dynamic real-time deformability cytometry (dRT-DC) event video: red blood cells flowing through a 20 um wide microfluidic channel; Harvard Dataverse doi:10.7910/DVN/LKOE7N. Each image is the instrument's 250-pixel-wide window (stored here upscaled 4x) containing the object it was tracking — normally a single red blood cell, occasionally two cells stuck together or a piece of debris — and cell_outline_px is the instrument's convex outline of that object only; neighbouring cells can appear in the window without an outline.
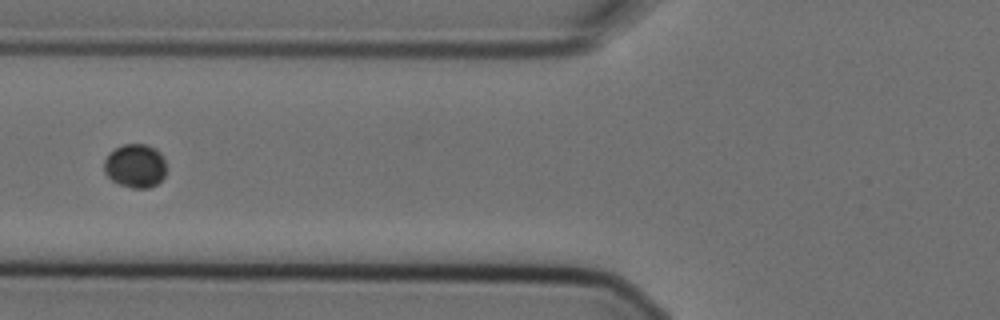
{"species": "Egyptian fruit bat (a non-hibernating species)", "species_latin": "Rousettus aegyptiacus", "temperature_condition": "cold", "stored_images_in_passage": 6, "camera_frame_rate_fps": 3000, "um_per_image_px": 0.085, "animal": {"sex": "female"}, "frame": {"image": 1, "passage_image": 4, "time_ms": 1.0, "image_size_px": [1000, 320], "cell_outline_px": [[164, 176], [156, 184], [148, 188], [132, 188], [120, 184], [112, 180], [104, 172], [104, 160], [108, 152], [124, 144], [144, 144], [156, 148], [160, 152], [164, 160]], "centroid_in_image_um": [11.47, 14.08], "position_along_channel_um": 114.3, "area_um2": 15.78}}
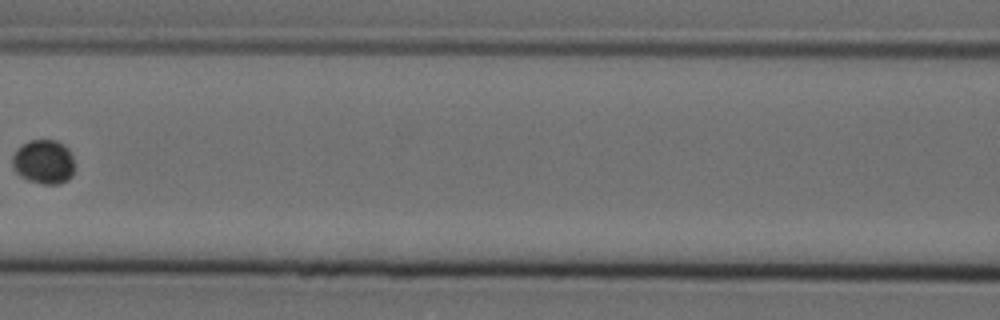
{"frame": {"image": 2, "passage_image": 5, "time_ms": 1.333, "image_size_px": [1000, 320], "cell_outline_px": [[72, 176], [68, 180], [60, 184], [44, 184], [28, 180], [20, 176], [16, 172], [12, 164], [12, 156], [28, 140], [56, 140], [64, 144], [68, 148], [72, 156]], "centroid_in_image_um": [3.72, 13.76], "position_along_channel_um": 162.9, "area_um2": 15.9}}
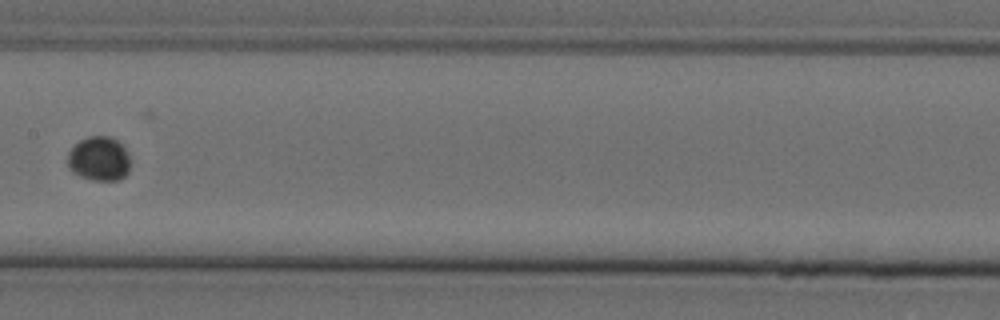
{"frame": {"image": 3, "passage_image": 6, "time_ms": 1.667, "image_size_px": [1000, 320], "cell_outline_px": [[128, 172], [120, 180], [92, 180], [80, 176], [72, 172], [68, 168], [68, 152], [80, 140], [88, 136], [112, 136], [128, 152]], "centroid_in_image_um": [8.4, 13.5], "position_along_channel_um": 199.0, "area_um2": 16.13}}